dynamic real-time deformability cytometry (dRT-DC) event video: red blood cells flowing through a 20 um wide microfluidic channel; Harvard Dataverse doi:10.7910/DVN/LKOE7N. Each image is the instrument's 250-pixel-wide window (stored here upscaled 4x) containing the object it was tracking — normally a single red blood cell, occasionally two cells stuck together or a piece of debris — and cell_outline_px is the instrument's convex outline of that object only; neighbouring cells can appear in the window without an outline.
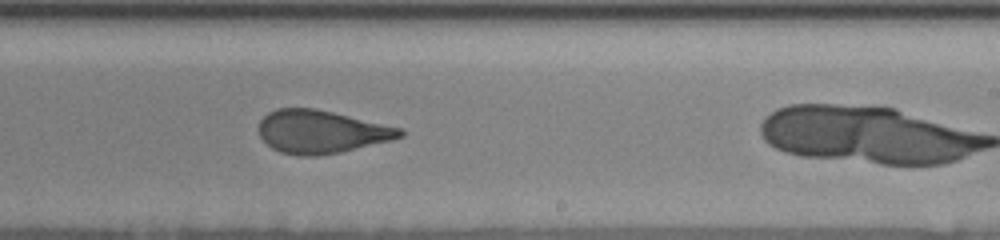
{"species": "human", "species_latin": "Homo sapiens", "temperature_condition": "cold", "stored_images_in_passage": 21, "camera_frame_rate_fps": 3000, "um_per_image_px": 0.085, "donor": {"sex": "female"}, "frame": {"image": 1, "passage_image": 17, "time_ms": 5.333, "image_size_px": [1000, 240], "cell_outline_px": [[404, 136], [392, 140], [340, 152], [316, 156], [300, 156], [280, 152], [272, 148], [260, 136], [260, 120], [268, 112], [276, 108], [316, 108], [404, 128]], "centroid_in_image_um": [27.34, 11.19], "position_along_channel_um": 261.7, "area_um2": 35.49}}
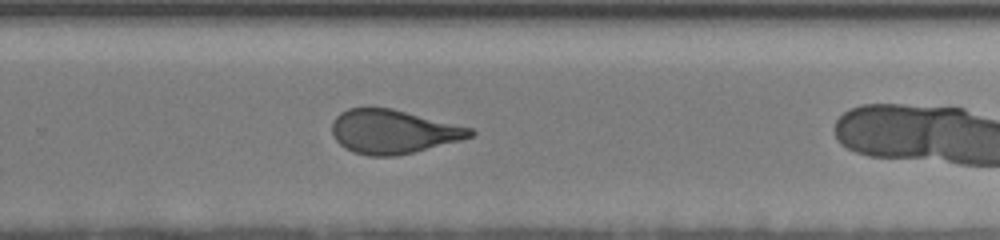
{"frame": {"image": 2, "passage_image": 20, "time_ms": 6.333, "image_size_px": [1000, 240], "cell_outline_px": [[476, 132], [472, 136], [460, 140], [396, 156], [368, 156], [352, 152], [344, 148], [336, 140], [332, 132], [332, 120], [340, 112], [348, 108], [392, 108], [472, 128]], "centroid_in_image_um": [33.38, 11.19], "position_along_channel_um": 296.4, "area_um2": 35.2}}